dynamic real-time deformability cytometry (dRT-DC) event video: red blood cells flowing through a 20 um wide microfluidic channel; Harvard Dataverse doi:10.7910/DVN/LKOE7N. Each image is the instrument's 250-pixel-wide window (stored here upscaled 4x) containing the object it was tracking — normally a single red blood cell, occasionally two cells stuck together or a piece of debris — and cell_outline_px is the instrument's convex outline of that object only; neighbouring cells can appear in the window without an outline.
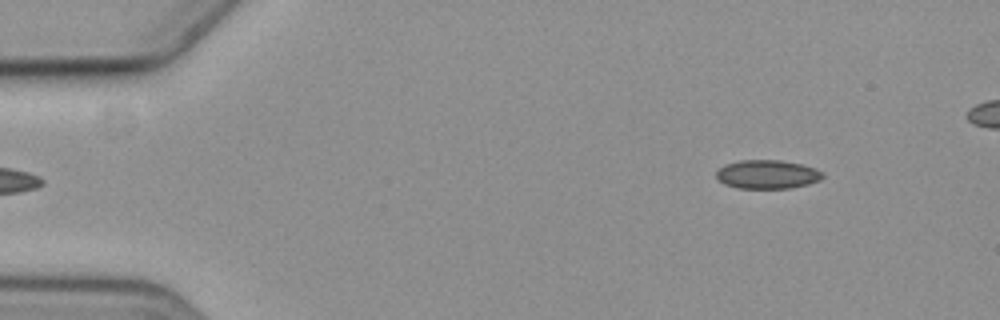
{"species": "common noctule bat (a hibernating species)", "species_latin": "Nyctalus noctula", "temperature_condition": "cold", "stored_images_in_passage": 5, "segment_of_instrument_passage": [2, 2], "camera_frame_rate_fps": 3000, "um_per_image_px": 0.085, "animal": {"sex": "female", "body_mass_g": 19.3, "forearm_length_mm": 54.1}, "frame": {"image": 1, "passage_image": 5, "time_ms": 6.0, "image_size_px": [1000, 320], "cell_outline_px": [[824, 176], [820, 180], [808, 184], [792, 188], [740, 188], [724, 184], [716, 176], [716, 168], [724, 164], [740, 160], [780, 160], [800, 164], [816, 168], [824, 172]], "centroid_in_image_um": [65.22, 14.81], "position_along_channel_um": 19.8, "area_um2": 17.98}}